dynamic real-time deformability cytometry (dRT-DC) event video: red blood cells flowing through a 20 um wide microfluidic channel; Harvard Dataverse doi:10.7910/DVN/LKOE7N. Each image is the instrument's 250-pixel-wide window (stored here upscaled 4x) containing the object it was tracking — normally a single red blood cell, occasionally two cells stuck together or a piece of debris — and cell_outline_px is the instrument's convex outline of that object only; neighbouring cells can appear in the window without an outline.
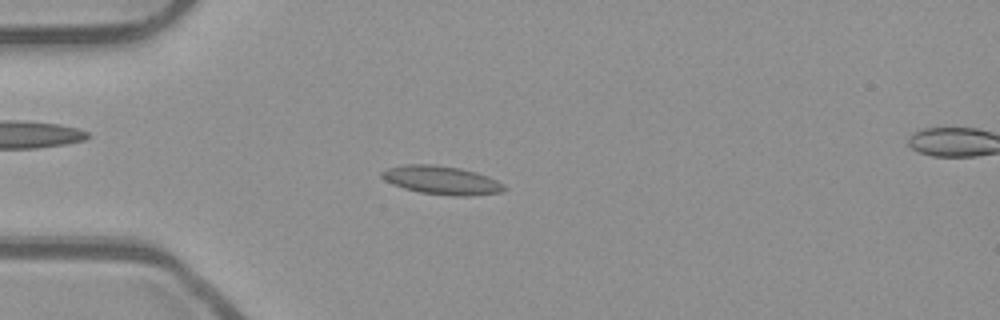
{"species": "common noctule bat (a hibernating species)", "species_latin": "Nyctalus noctula", "temperature_condition": "room temperature", "stored_images_in_passage": 49, "camera_frame_rate_fps": 3000, "um_per_image_px": 0.085, "animal": {"sex": "male", "body_mass_g": 23.1, "forearm_length_mm": 52.7}, "frame": {"image": 1, "passage_image": 11, "time_ms": 3.333, "image_size_px": [1000, 320], "cell_outline_px": [[508, 188], [504, 192], [468, 196], [452, 196], [420, 192], [404, 188], [392, 184], [384, 180], [380, 176], [380, 172], [388, 168], [408, 164], [432, 164], [460, 168], [476, 172], [488, 176], [504, 184]], "centroid_in_image_um": [37.56, 15.32], "position_along_channel_um": 47.4, "area_um2": 20.46}}
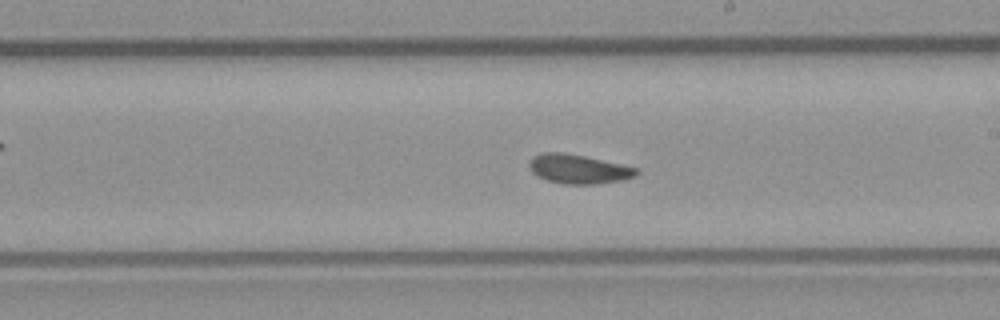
{"frame": {"image": 2, "passage_image": 27, "time_ms": 8.667, "image_size_px": [1000, 320], "cell_outline_px": [[640, 172], [636, 176], [624, 180], [596, 184], [560, 184], [536, 176], [528, 168], [528, 164], [532, 156], [540, 152], [564, 152], [584, 156], [640, 168]], "centroid_in_image_um": [49.17, 14.37], "position_along_channel_um": 239.8, "area_um2": 18.61}}
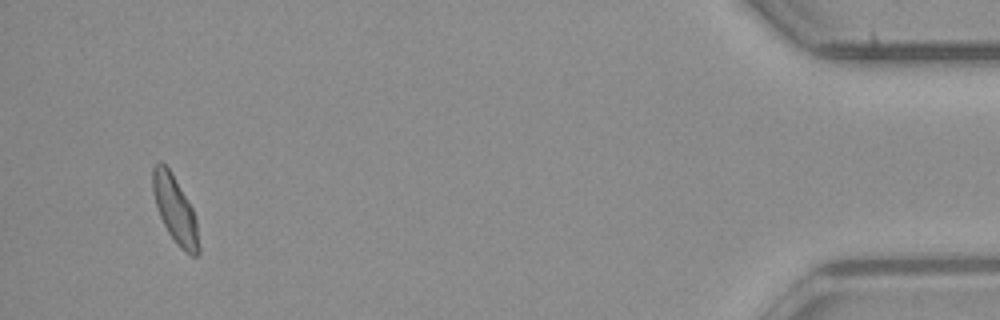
{"frame": {"image": 3, "passage_image": 47, "time_ms": 15.333, "image_size_px": [1000, 320], "cell_outline_px": [[200, 252], [196, 256], [192, 256], [184, 252], [176, 244], [168, 232], [156, 208], [152, 192], [152, 168], [160, 160], [172, 172], [192, 208], [196, 220], [200, 248]], "centroid_in_image_um": [14.87, 17.83], "position_along_channel_um": 420.3, "area_um2": 18.09}, "authors_computed_cell_mechanics": {"area_um2": 18.0914, "velocity_mm_per_s": 3.913, "shape_relaxation_time_tau1_ms": 8.0571, "shape_relaxation_time_tau2_ms": 3.7058, "deformation_change_tau1": 0.1596, "deformation_change_tau2": 0.0831}}